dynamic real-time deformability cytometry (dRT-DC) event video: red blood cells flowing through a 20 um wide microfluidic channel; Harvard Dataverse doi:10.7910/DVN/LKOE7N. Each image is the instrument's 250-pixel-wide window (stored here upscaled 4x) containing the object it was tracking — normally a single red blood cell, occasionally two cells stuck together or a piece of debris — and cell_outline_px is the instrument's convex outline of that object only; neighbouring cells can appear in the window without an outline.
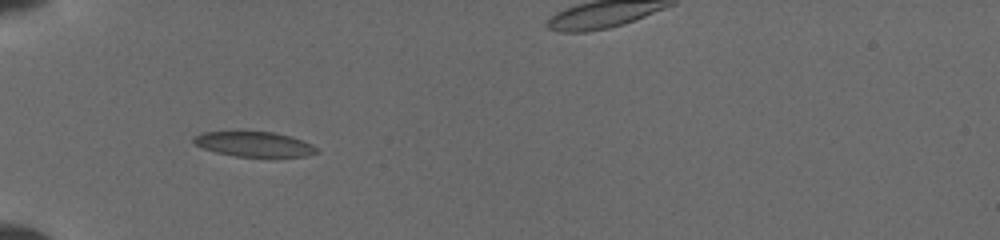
{"species": "common noctule bat (a hibernating species)", "species_latin": "Nyctalus noctula", "temperature_condition": "cold", "stored_images_in_passage": 41, "camera_frame_rate_fps": 3000, "um_per_image_px": 0.085, "animal": {"sex": "female", "body_mass_g": 19.5, "forearm_length_mm": 54.1}, "frame": {"image": 1, "passage_image": 4, "time_ms": 1.0, "image_size_px": [1000, 240], "cell_outline_px": [[320, 152], [308, 156], [236, 156], [216, 152], [204, 148], [196, 144], [192, 140], [192, 136], [204, 132], [276, 132], [292, 136], [312, 144]], "centroid_in_image_um": [21.63, 12.25], "position_along_channel_um": 63.4, "area_um2": 17.74}}
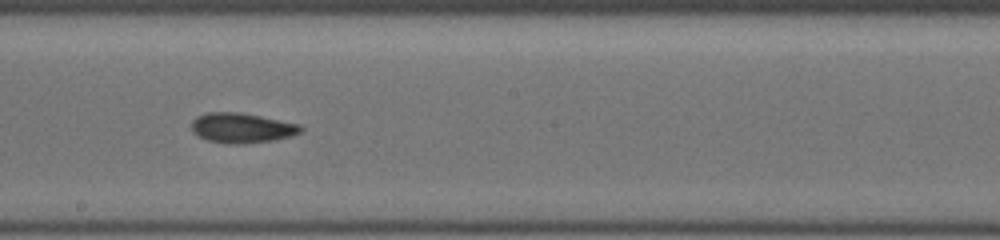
{"frame": {"image": 2, "passage_image": 19, "time_ms": 5.333, "image_size_px": [1000, 240], "cell_outline_px": [[304, 128], [300, 132], [292, 136], [276, 140], [240, 144], [228, 144], [208, 140], [196, 136], [192, 132], [192, 120], [196, 116], [208, 112], [236, 112], [260, 116], [300, 124]], "centroid_in_image_um": [20.54, 10.88], "position_along_channel_um": 227.7, "area_um2": 19.19}}
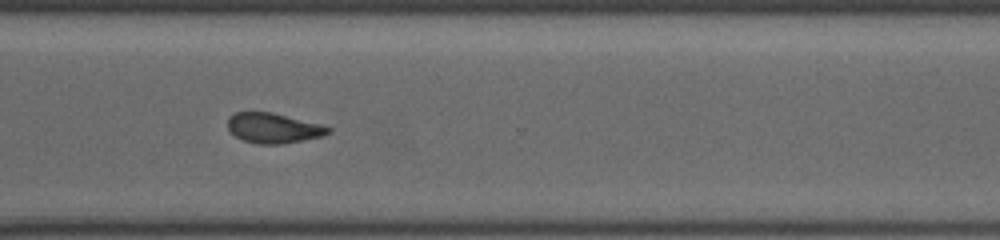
{"frame": {"image": 3, "passage_image": 29, "time_ms": 8.333, "image_size_px": [1000, 240], "cell_outline_px": [[332, 132], [324, 136], [304, 140], [280, 144], [260, 144], [244, 140], [236, 136], [228, 128], [228, 116], [236, 112], [272, 112], [320, 124], [332, 128]], "centroid_in_image_um": [23.27, 10.88], "position_along_channel_um": 347.3, "area_um2": 17.57}}